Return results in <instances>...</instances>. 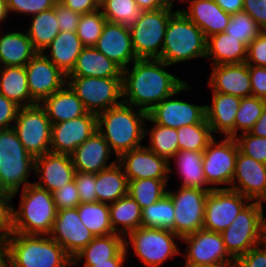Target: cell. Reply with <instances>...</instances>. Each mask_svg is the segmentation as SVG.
<instances>
[{
	"label": "cell",
	"mask_w": 266,
	"mask_h": 267,
	"mask_svg": "<svg viewBox=\"0 0 266 267\" xmlns=\"http://www.w3.org/2000/svg\"><path fill=\"white\" fill-rule=\"evenodd\" d=\"M161 66H168V64L158 58H154L151 63L146 58L136 59L131 73H128L127 68L124 69L122 96H129V102L124 99L123 103L142 106L141 110L148 113L163 99L187 89L185 82L164 71Z\"/></svg>",
	"instance_id": "obj_1"
},
{
	"label": "cell",
	"mask_w": 266,
	"mask_h": 267,
	"mask_svg": "<svg viewBox=\"0 0 266 267\" xmlns=\"http://www.w3.org/2000/svg\"><path fill=\"white\" fill-rule=\"evenodd\" d=\"M37 237L11 233L4 242L7 257L4 267H66L73 264V259L55 240Z\"/></svg>",
	"instance_id": "obj_2"
},
{
	"label": "cell",
	"mask_w": 266,
	"mask_h": 267,
	"mask_svg": "<svg viewBox=\"0 0 266 267\" xmlns=\"http://www.w3.org/2000/svg\"><path fill=\"white\" fill-rule=\"evenodd\" d=\"M20 211L11 207V233L24 235L51 234L57 209L52 193L35 183H25Z\"/></svg>",
	"instance_id": "obj_3"
},
{
	"label": "cell",
	"mask_w": 266,
	"mask_h": 267,
	"mask_svg": "<svg viewBox=\"0 0 266 267\" xmlns=\"http://www.w3.org/2000/svg\"><path fill=\"white\" fill-rule=\"evenodd\" d=\"M132 110V106L122 102L97 115V130L106 140L109 148H113L118 158L125 152L142 147L139 145L140 140L145 136L144 129L141 128L142 119H147L148 113L139 109L138 115ZM102 125H105L106 131L102 130Z\"/></svg>",
	"instance_id": "obj_4"
},
{
	"label": "cell",
	"mask_w": 266,
	"mask_h": 267,
	"mask_svg": "<svg viewBox=\"0 0 266 267\" xmlns=\"http://www.w3.org/2000/svg\"><path fill=\"white\" fill-rule=\"evenodd\" d=\"M207 38L201 29L182 11L173 13L168 21L160 57L171 65L195 57H206Z\"/></svg>",
	"instance_id": "obj_5"
},
{
	"label": "cell",
	"mask_w": 266,
	"mask_h": 267,
	"mask_svg": "<svg viewBox=\"0 0 266 267\" xmlns=\"http://www.w3.org/2000/svg\"><path fill=\"white\" fill-rule=\"evenodd\" d=\"M35 159L28 153L12 128L0 129V191L13 197L22 182H27ZM27 177V178H26Z\"/></svg>",
	"instance_id": "obj_6"
},
{
	"label": "cell",
	"mask_w": 266,
	"mask_h": 267,
	"mask_svg": "<svg viewBox=\"0 0 266 267\" xmlns=\"http://www.w3.org/2000/svg\"><path fill=\"white\" fill-rule=\"evenodd\" d=\"M262 203L254 201L239 212L231 225L222 233L223 242L234 261L262 242ZM254 245V247L252 246Z\"/></svg>",
	"instance_id": "obj_7"
},
{
	"label": "cell",
	"mask_w": 266,
	"mask_h": 267,
	"mask_svg": "<svg viewBox=\"0 0 266 267\" xmlns=\"http://www.w3.org/2000/svg\"><path fill=\"white\" fill-rule=\"evenodd\" d=\"M171 7L155 11H143L138 21L130 28L132 47L138 59L160 57L158 48L165 38V32L171 13Z\"/></svg>",
	"instance_id": "obj_8"
},
{
	"label": "cell",
	"mask_w": 266,
	"mask_h": 267,
	"mask_svg": "<svg viewBox=\"0 0 266 267\" xmlns=\"http://www.w3.org/2000/svg\"><path fill=\"white\" fill-rule=\"evenodd\" d=\"M20 109L13 129L25 149L34 159L51 152L47 145L51 142L52 124L45 109L40 104Z\"/></svg>",
	"instance_id": "obj_9"
},
{
	"label": "cell",
	"mask_w": 266,
	"mask_h": 267,
	"mask_svg": "<svg viewBox=\"0 0 266 267\" xmlns=\"http://www.w3.org/2000/svg\"><path fill=\"white\" fill-rule=\"evenodd\" d=\"M70 79L69 86L80 98L89 113L98 115L96 106H99L103 112L121 104L116 100L122 96V77L71 76Z\"/></svg>",
	"instance_id": "obj_10"
},
{
	"label": "cell",
	"mask_w": 266,
	"mask_h": 267,
	"mask_svg": "<svg viewBox=\"0 0 266 267\" xmlns=\"http://www.w3.org/2000/svg\"><path fill=\"white\" fill-rule=\"evenodd\" d=\"M211 190L181 187L178 194L167 193L174 205V233L180 238L203 229L205 203Z\"/></svg>",
	"instance_id": "obj_11"
},
{
	"label": "cell",
	"mask_w": 266,
	"mask_h": 267,
	"mask_svg": "<svg viewBox=\"0 0 266 267\" xmlns=\"http://www.w3.org/2000/svg\"><path fill=\"white\" fill-rule=\"evenodd\" d=\"M129 235L136 255L143 260L145 266L159 267L167 257L179 252L172 239L179 236L171 230L141 226Z\"/></svg>",
	"instance_id": "obj_12"
},
{
	"label": "cell",
	"mask_w": 266,
	"mask_h": 267,
	"mask_svg": "<svg viewBox=\"0 0 266 267\" xmlns=\"http://www.w3.org/2000/svg\"><path fill=\"white\" fill-rule=\"evenodd\" d=\"M243 198L239 192L229 188H214L209 191L205 203L203 229L222 233L245 207Z\"/></svg>",
	"instance_id": "obj_13"
},
{
	"label": "cell",
	"mask_w": 266,
	"mask_h": 267,
	"mask_svg": "<svg viewBox=\"0 0 266 267\" xmlns=\"http://www.w3.org/2000/svg\"><path fill=\"white\" fill-rule=\"evenodd\" d=\"M214 141L213 138L203 151V170L206 182L231 184L239 151L238 145L232 137H227L218 145Z\"/></svg>",
	"instance_id": "obj_14"
},
{
	"label": "cell",
	"mask_w": 266,
	"mask_h": 267,
	"mask_svg": "<svg viewBox=\"0 0 266 267\" xmlns=\"http://www.w3.org/2000/svg\"><path fill=\"white\" fill-rule=\"evenodd\" d=\"M25 69L30 96L37 104L64 87V81L67 79V75L42 52H38L25 65Z\"/></svg>",
	"instance_id": "obj_15"
},
{
	"label": "cell",
	"mask_w": 266,
	"mask_h": 267,
	"mask_svg": "<svg viewBox=\"0 0 266 267\" xmlns=\"http://www.w3.org/2000/svg\"><path fill=\"white\" fill-rule=\"evenodd\" d=\"M51 233L52 239L65 250L73 262H76L73 257L94 239L91 231L81 222L77 208L57 210ZM55 233H59L58 237Z\"/></svg>",
	"instance_id": "obj_16"
},
{
	"label": "cell",
	"mask_w": 266,
	"mask_h": 267,
	"mask_svg": "<svg viewBox=\"0 0 266 267\" xmlns=\"http://www.w3.org/2000/svg\"><path fill=\"white\" fill-rule=\"evenodd\" d=\"M97 130V115H85L65 122L52 124L51 152L71 155Z\"/></svg>",
	"instance_id": "obj_17"
},
{
	"label": "cell",
	"mask_w": 266,
	"mask_h": 267,
	"mask_svg": "<svg viewBox=\"0 0 266 267\" xmlns=\"http://www.w3.org/2000/svg\"><path fill=\"white\" fill-rule=\"evenodd\" d=\"M181 239L190 244L186 262L235 267L229 263L234 259L225 260L226 256L230 255L225 248L221 233L200 229Z\"/></svg>",
	"instance_id": "obj_18"
},
{
	"label": "cell",
	"mask_w": 266,
	"mask_h": 267,
	"mask_svg": "<svg viewBox=\"0 0 266 267\" xmlns=\"http://www.w3.org/2000/svg\"><path fill=\"white\" fill-rule=\"evenodd\" d=\"M99 52L104 54L122 70L131 61L138 59L132 47L130 28L122 24L106 21L102 33L96 44L93 46Z\"/></svg>",
	"instance_id": "obj_19"
},
{
	"label": "cell",
	"mask_w": 266,
	"mask_h": 267,
	"mask_svg": "<svg viewBox=\"0 0 266 267\" xmlns=\"http://www.w3.org/2000/svg\"><path fill=\"white\" fill-rule=\"evenodd\" d=\"M163 99L148 112L147 119L156 124L178 129L201 123L206 118V106H195L180 100Z\"/></svg>",
	"instance_id": "obj_20"
},
{
	"label": "cell",
	"mask_w": 266,
	"mask_h": 267,
	"mask_svg": "<svg viewBox=\"0 0 266 267\" xmlns=\"http://www.w3.org/2000/svg\"><path fill=\"white\" fill-rule=\"evenodd\" d=\"M119 159L120 166L125 161L124 169L128 180L168 179L165 174L171 170L169 161L143 146L123 153Z\"/></svg>",
	"instance_id": "obj_21"
},
{
	"label": "cell",
	"mask_w": 266,
	"mask_h": 267,
	"mask_svg": "<svg viewBox=\"0 0 266 267\" xmlns=\"http://www.w3.org/2000/svg\"><path fill=\"white\" fill-rule=\"evenodd\" d=\"M237 176L240 187L229 189L239 192L247 202L251 199L266 201V164H262L253 158L238 151L236 166L232 184Z\"/></svg>",
	"instance_id": "obj_22"
},
{
	"label": "cell",
	"mask_w": 266,
	"mask_h": 267,
	"mask_svg": "<svg viewBox=\"0 0 266 267\" xmlns=\"http://www.w3.org/2000/svg\"><path fill=\"white\" fill-rule=\"evenodd\" d=\"M34 169H36V174L40 171L41 175L43 174L40 178L44 185L35 184L51 193L61 188L64 184L72 182L76 172L69 154L54 152H48L35 158Z\"/></svg>",
	"instance_id": "obj_23"
},
{
	"label": "cell",
	"mask_w": 266,
	"mask_h": 267,
	"mask_svg": "<svg viewBox=\"0 0 266 267\" xmlns=\"http://www.w3.org/2000/svg\"><path fill=\"white\" fill-rule=\"evenodd\" d=\"M210 84L213 92L241 98L252 95L249 65L246 63L214 65Z\"/></svg>",
	"instance_id": "obj_24"
},
{
	"label": "cell",
	"mask_w": 266,
	"mask_h": 267,
	"mask_svg": "<svg viewBox=\"0 0 266 267\" xmlns=\"http://www.w3.org/2000/svg\"><path fill=\"white\" fill-rule=\"evenodd\" d=\"M106 140L96 130L83 144L79 145L70 155L76 171L97 174L106 166V161L110 152Z\"/></svg>",
	"instance_id": "obj_25"
},
{
	"label": "cell",
	"mask_w": 266,
	"mask_h": 267,
	"mask_svg": "<svg viewBox=\"0 0 266 267\" xmlns=\"http://www.w3.org/2000/svg\"><path fill=\"white\" fill-rule=\"evenodd\" d=\"M190 8L189 13L182 11L183 14L201 29L207 39L227 28L231 14L223 11L214 0H191Z\"/></svg>",
	"instance_id": "obj_26"
},
{
	"label": "cell",
	"mask_w": 266,
	"mask_h": 267,
	"mask_svg": "<svg viewBox=\"0 0 266 267\" xmlns=\"http://www.w3.org/2000/svg\"><path fill=\"white\" fill-rule=\"evenodd\" d=\"M242 98L213 92V106L205 105L206 120L213 132H223L234 138V122Z\"/></svg>",
	"instance_id": "obj_27"
},
{
	"label": "cell",
	"mask_w": 266,
	"mask_h": 267,
	"mask_svg": "<svg viewBox=\"0 0 266 267\" xmlns=\"http://www.w3.org/2000/svg\"><path fill=\"white\" fill-rule=\"evenodd\" d=\"M122 69L94 47H84L72 71L66 76L122 77Z\"/></svg>",
	"instance_id": "obj_28"
},
{
	"label": "cell",
	"mask_w": 266,
	"mask_h": 267,
	"mask_svg": "<svg viewBox=\"0 0 266 267\" xmlns=\"http://www.w3.org/2000/svg\"><path fill=\"white\" fill-rule=\"evenodd\" d=\"M43 101L45 106L42 107L51 124L75 119L87 113L82 101L69 85L68 89L61 88Z\"/></svg>",
	"instance_id": "obj_29"
},
{
	"label": "cell",
	"mask_w": 266,
	"mask_h": 267,
	"mask_svg": "<svg viewBox=\"0 0 266 267\" xmlns=\"http://www.w3.org/2000/svg\"><path fill=\"white\" fill-rule=\"evenodd\" d=\"M210 38L207 39L206 57L214 56V65L246 62L247 47L238 39L225 32L214 34Z\"/></svg>",
	"instance_id": "obj_30"
},
{
	"label": "cell",
	"mask_w": 266,
	"mask_h": 267,
	"mask_svg": "<svg viewBox=\"0 0 266 267\" xmlns=\"http://www.w3.org/2000/svg\"><path fill=\"white\" fill-rule=\"evenodd\" d=\"M46 48H51V58L48 59L68 75L84 46L76 32H59Z\"/></svg>",
	"instance_id": "obj_31"
},
{
	"label": "cell",
	"mask_w": 266,
	"mask_h": 267,
	"mask_svg": "<svg viewBox=\"0 0 266 267\" xmlns=\"http://www.w3.org/2000/svg\"><path fill=\"white\" fill-rule=\"evenodd\" d=\"M37 53L27 34L13 32L0 38V61L5 66H25Z\"/></svg>",
	"instance_id": "obj_32"
},
{
	"label": "cell",
	"mask_w": 266,
	"mask_h": 267,
	"mask_svg": "<svg viewBox=\"0 0 266 267\" xmlns=\"http://www.w3.org/2000/svg\"><path fill=\"white\" fill-rule=\"evenodd\" d=\"M120 169L121 167L114 162L112 166L96 174L95 190L98 202H115L121 197L128 195L129 181Z\"/></svg>",
	"instance_id": "obj_33"
},
{
	"label": "cell",
	"mask_w": 266,
	"mask_h": 267,
	"mask_svg": "<svg viewBox=\"0 0 266 267\" xmlns=\"http://www.w3.org/2000/svg\"><path fill=\"white\" fill-rule=\"evenodd\" d=\"M0 94L21 107V100L27 98L29 103L23 107L37 104L30 96L25 66H5L0 76Z\"/></svg>",
	"instance_id": "obj_34"
},
{
	"label": "cell",
	"mask_w": 266,
	"mask_h": 267,
	"mask_svg": "<svg viewBox=\"0 0 266 267\" xmlns=\"http://www.w3.org/2000/svg\"><path fill=\"white\" fill-rule=\"evenodd\" d=\"M128 244L129 242H125L117 233L97 236L75 256L78 259L86 257L85 263L107 262L115 258Z\"/></svg>",
	"instance_id": "obj_35"
},
{
	"label": "cell",
	"mask_w": 266,
	"mask_h": 267,
	"mask_svg": "<svg viewBox=\"0 0 266 267\" xmlns=\"http://www.w3.org/2000/svg\"><path fill=\"white\" fill-rule=\"evenodd\" d=\"M33 18L32 26L28 31L33 48L37 52H42L59 34L56 11L54 8L42 11Z\"/></svg>",
	"instance_id": "obj_36"
},
{
	"label": "cell",
	"mask_w": 266,
	"mask_h": 267,
	"mask_svg": "<svg viewBox=\"0 0 266 267\" xmlns=\"http://www.w3.org/2000/svg\"><path fill=\"white\" fill-rule=\"evenodd\" d=\"M77 210L81 222L91 231L94 237L115 233L111 226L110 210L107 203H80Z\"/></svg>",
	"instance_id": "obj_37"
},
{
	"label": "cell",
	"mask_w": 266,
	"mask_h": 267,
	"mask_svg": "<svg viewBox=\"0 0 266 267\" xmlns=\"http://www.w3.org/2000/svg\"><path fill=\"white\" fill-rule=\"evenodd\" d=\"M109 210L111 226L115 233L118 231L114 227L116 224L121 223L125 227L122 231L128 230L129 233L142 226V209L129 195L112 202V205H109Z\"/></svg>",
	"instance_id": "obj_38"
},
{
	"label": "cell",
	"mask_w": 266,
	"mask_h": 267,
	"mask_svg": "<svg viewBox=\"0 0 266 267\" xmlns=\"http://www.w3.org/2000/svg\"><path fill=\"white\" fill-rule=\"evenodd\" d=\"M174 156L178 159L179 168L184 175L182 187L212 190L214 188H202L207 184L203 170V151L179 150Z\"/></svg>",
	"instance_id": "obj_39"
},
{
	"label": "cell",
	"mask_w": 266,
	"mask_h": 267,
	"mask_svg": "<svg viewBox=\"0 0 266 267\" xmlns=\"http://www.w3.org/2000/svg\"><path fill=\"white\" fill-rule=\"evenodd\" d=\"M174 205L167 193L154 204L142 209V227L163 228L174 233Z\"/></svg>",
	"instance_id": "obj_40"
},
{
	"label": "cell",
	"mask_w": 266,
	"mask_h": 267,
	"mask_svg": "<svg viewBox=\"0 0 266 267\" xmlns=\"http://www.w3.org/2000/svg\"><path fill=\"white\" fill-rule=\"evenodd\" d=\"M100 7L104 8L102 14L108 22L127 28L134 26L143 12L135 0H100Z\"/></svg>",
	"instance_id": "obj_41"
},
{
	"label": "cell",
	"mask_w": 266,
	"mask_h": 267,
	"mask_svg": "<svg viewBox=\"0 0 266 267\" xmlns=\"http://www.w3.org/2000/svg\"><path fill=\"white\" fill-rule=\"evenodd\" d=\"M128 181V195L139 204L141 209L154 204L167 194L164 189L167 179L145 178Z\"/></svg>",
	"instance_id": "obj_42"
},
{
	"label": "cell",
	"mask_w": 266,
	"mask_h": 267,
	"mask_svg": "<svg viewBox=\"0 0 266 267\" xmlns=\"http://www.w3.org/2000/svg\"><path fill=\"white\" fill-rule=\"evenodd\" d=\"M211 133V127L206 118L201 123L178 128L179 150L204 151L213 139Z\"/></svg>",
	"instance_id": "obj_43"
},
{
	"label": "cell",
	"mask_w": 266,
	"mask_h": 267,
	"mask_svg": "<svg viewBox=\"0 0 266 267\" xmlns=\"http://www.w3.org/2000/svg\"><path fill=\"white\" fill-rule=\"evenodd\" d=\"M263 31L254 19L245 11L231 14L225 33L238 39L246 47Z\"/></svg>",
	"instance_id": "obj_44"
},
{
	"label": "cell",
	"mask_w": 266,
	"mask_h": 267,
	"mask_svg": "<svg viewBox=\"0 0 266 267\" xmlns=\"http://www.w3.org/2000/svg\"><path fill=\"white\" fill-rule=\"evenodd\" d=\"M150 134L152 145L148 149L159 157L168 161L179 151L177 129L156 124Z\"/></svg>",
	"instance_id": "obj_45"
},
{
	"label": "cell",
	"mask_w": 266,
	"mask_h": 267,
	"mask_svg": "<svg viewBox=\"0 0 266 267\" xmlns=\"http://www.w3.org/2000/svg\"><path fill=\"white\" fill-rule=\"evenodd\" d=\"M265 106L266 100L253 95L242 98L235 116L234 138L237 137L236 133L239 127L244 130V133L252 129L253 125L260 118Z\"/></svg>",
	"instance_id": "obj_46"
},
{
	"label": "cell",
	"mask_w": 266,
	"mask_h": 267,
	"mask_svg": "<svg viewBox=\"0 0 266 267\" xmlns=\"http://www.w3.org/2000/svg\"><path fill=\"white\" fill-rule=\"evenodd\" d=\"M106 18L99 9L81 14L76 34L84 47H93L101 36Z\"/></svg>",
	"instance_id": "obj_47"
},
{
	"label": "cell",
	"mask_w": 266,
	"mask_h": 267,
	"mask_svg": "<svg viewBox=\"0 0 266 267\" xmlns=\"http://www.w3.org/2000/svg\"><path fill=\"white\" fill-rule=\"evenodd\" d=\"M242 139H235L239 151L262 164H266V137L245 132Z\"/></svg>",
	"instance_id": "obj_48"
},
{
	"label": "cell",
	"mask_w": 266,
	"mask_h": 267,
	"mask_svg": "<svg viewBox=\"0 0 266 267\" xmlns=\"http://www.w3.org/2000/svg\"><path fill=\"white\" fill-rule=\"evenodd\" d=\"M74 182L81 203L98 202L95 190L96 174L76 171Z\"/></svg>",
	"instance_id": "obj_49"
},
{
	"label": "cell",
	"mask_w": 266,
	"mask_h": 267,
	"mask_svg": "<svg viewBox=\"0 0 266 267\" xmlns=\"http://www.w3.org/2000/svg\"><path fill=\"white\" fill-rule=\"evenodd\" d=\"M52 197L57 210L77 208L81 203L74 180L52 192Z\"/></svg>",
	"instance_id": "obj_50"
},
{
	"label": "cell",
	"mask_w": 266,
	"mask_h": 267,
	"mask_svg": "<svg viewBox=\"0 0 266 267\" xmlns=\"http://www.w3.org/2000/svg\"><path fill=\"white\" fill-rule=\"evenodd\" d=\"M58 0H7L9 10L32 13L36 15L42 11L54 8Z\"/></svg>",
	"instance_id": "obj_51"
},
{
	"label": "cell",
	"mask_w": 266,
	"mask_h": 267,
	"mask_svg": "<svg viewBox=\"0 0 266 267\" xmlns=\"http://www.w3.org/2000/svg\"><path fill=\"white\" fill-rule=\"evenodd\" d=\"M54 9L56 11L60 32H76L81 14L67 8L59 1L55 3Z\"/></svg>",
	"instance_id": "obj_52"
},
{
	"label": "cell",
	"mask_w": 266,
	"mask_h": 267,
	"mask_svg": "<svg viewBox=\"0 0 266 267\" xmlns=\"http://www.w3.org/2000/svg\"><path fill=\"white\" fill-rule=\"evenodd\" d=\"M253 60L257 65L266 67V30H263L247 47L246 64Z\"/></svg>",
	"instance_id": "obj_53"
},
{
	"label": "cell",
	"mask_w": 266,
	"mask_h": 267,
	"mask_svg": "<svg viewBox=\"0 0 266 267\" xmlns=\"http://www.w3.org/2000/svg\"><path fill=\"white\" fill-rule=\"evenodd\" d=\"M249 65L252 95L266 100V67Z\"/></svg>",
	"instance_id": "obj_54"
},
{
	"label": "cell",
	"mask_w": 266,
	"mask_h": 267,
	"mask_svg": "<svg viewBox=\"0 0 266 267\" xmlns=\"http://www.w3.org/2000/svg\"><path fill=\"white\" fill-rule=\"evenodd\" d=\"M235 267H266V248L260 249L259 245L250 249L246 254L239 257Z\"/></svg>",
	"instance_id": "obj_55"
},
{
	"label": "cell",
	"mask_w": 266,
	"mask_h": 267,
	"mask_svg": "<svg viewBox=\"0 0 266 267\" xmlns=\"http://www.w3.org/2000/svg\"><path fill=\"white\" fill-rule=\"evenodd\" d=\"M243 11L266 30V0H243Z\"/></svg>",
	"instance_id": "obj_56"
},
{
	"label": "cell",
	"mask_w": 266,
	"mask_h": 267,
	"mask_svg": "<svg viewBox=\"0 0 266 267\" xmlns=\"http://www.w3.org/2000/svg\"><path fill=\"white\" fill-rule=\"evenodd\" d=\"M11 198V195L0 191V231H3L1 236L4 241L11 234V206L7 204Z\"/></svg>",
	"instance_id": "obj_57"
},
{
	"label": "cell",
	"mask_w": 266,
	"mask_h": 267,
	"mask_svg": "<svg viewBox=\"0 0 266 267\" xmlns=\"http://www.w3.org/2000/svg\"><path fill=\"white\" fill-rule=\"evenodd\" d=\"M20 106L0 94V129H10L9 122L16 120Z\"/></svg>",
	"instance_id": "obj_58"
},
{
	"label": "cell",
	"mask_w": 266,
	"mask_h": 267,
	"mask_svg": "<svg viewBox=\"0 0 266 267\" xmlns=\"http://www.w3.org/2000/svg\"><path fill=\"white\" fill-rule=\"evenodd\" d=\"M61 4L80 14L96 11L100 8V0H58Z\"/></svg>",
	"instance_id": "obj_59"
},
{
	"label": "cell",
	"mask_w": 266,
	"mask_h": 267,
	"mask_svg": "<svg viewBox=\"0 0 266 267\" xmlns=\"http://www.w3.org/2000/svg\"><path fill=\"white\" fill-rule=\"evenodd\" d=\"M142 11H155L164 7H169L173 2L170 0H135Z\"/></svg>",
	"instance_id": "obj_60"
},
{
	"label": "cell",
	"mask_w": 266,
	"mask_h": 267,
	"mask_svg": "<svg viewBox=\"0 0 266 267\" xmlns=\"http://www.w3.org/2000/svg\"><path fill=\"white\" fill-rule=\"evenodd\" d=\"M223 11L228 14H235L243 11V0H214Z\"/></svg>",
	"instance_id": "obj_61"
},
{
	"label": "cell",
	"mask_w": 266,
	"mask_h": 267,
	"mask_svg": "<svg viewBox=\"0 0 266 267\" xmlns=\"http://www.w3.org/2000/svg\"><path fill=\"white\" fill-rule=\"evenodd\" d=\"M126 247L115 257L101 263H86L85 267H121L126 254Z\"/></svg>",
	"instance_id": "obj_62"
},
{
	"label": "cell",
	"mask_w": 266,
	"mask_h": 267,
	"mask_svg": "<svg viewBox=\"0 0 266 267\" xmlns=\"http://www.w3.org/2000/svg\"><path fill=\"white\" fill-rule=\"evenodd\" d=\"M249 133L259 137H266V106Z\"/></svg>",
	"instance_id": "obj_63"
},
{
	"label": "cell",
	"mask_w": 266,
	"mask_h": 267,
	"mask_svg": "<svg viewBox=\"0 0 266 267\" xmlns=\"http://www.w3.org/2000/svg\"><path fill=\"white\" fill-rule=\"evenodd\" d=\"M8 14L7 0H0V21Z\"/></svg>",
	"instance_id": "obj_64"
},
{
	"label": "cell",
	"mask_w": 266,
	"mask_h": 267,
	"mask_svg": "<svg viewBox=\"0 0 266 267\" xmlns=\"http://www.w3.org/2000/svg\"><path fill=\"white\" fill-rule=\"evenodd\" d=\"M262 212V219H261V238L262 242H266V218H263V210Z\"/></svg>",
	"instance_id": "obj_65"
},
{
	"label": "cell",
	"mask_w": 266,
	"mask_h": 267,
	"mask_svg": "<svg viewBox=\"0 0 266 267\" xmlns=\"http://www.w3.org/2000/svg\"><path fill=\"white\" fill-rule=\"evenodd\" d=\"M185 267H228V266H219V265H210V264H196V263L186 262Z\"/></svg>",
	"instance_id": "obj_66"
}]
</instances>
